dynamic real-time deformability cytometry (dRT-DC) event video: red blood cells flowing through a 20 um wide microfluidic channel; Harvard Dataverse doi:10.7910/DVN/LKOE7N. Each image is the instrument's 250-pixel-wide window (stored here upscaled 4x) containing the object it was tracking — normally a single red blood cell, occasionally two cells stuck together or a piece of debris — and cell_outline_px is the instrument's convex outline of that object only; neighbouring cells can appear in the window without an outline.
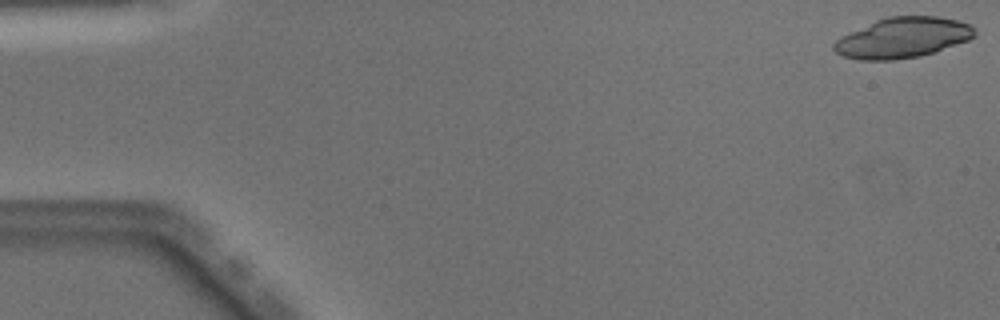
{"species": "Egyptian fruit bat (a non-hibernating species)", "species_latin": "Rousettus aegyptiacus", "temperature_condition": "warm", "stored_images_in_passage": 14, "camera_frame_rate_fps": 3000, "um_per_image_px": 0.085, "animal": {"sex": "male"}, "frame": {"image": 1, "passage_image": 1, "time_ms": 0.0, "image_size_px": [1000, 320], "cell_outline_px": [[976, 36], [968, 40], [936, 52], [920, 56], [892, 60], [860, 60], [844, 56], [836, 52], [832, 48], [832, 44], [840, 36], [876, 20], [888, 16], [936, 16], [960, 20], [972, 24], [976, 28]], "centroid_in_image_um": [76.77, 3.2], "position_along_channel_um": 8.2, "area_um2": 33.47}}